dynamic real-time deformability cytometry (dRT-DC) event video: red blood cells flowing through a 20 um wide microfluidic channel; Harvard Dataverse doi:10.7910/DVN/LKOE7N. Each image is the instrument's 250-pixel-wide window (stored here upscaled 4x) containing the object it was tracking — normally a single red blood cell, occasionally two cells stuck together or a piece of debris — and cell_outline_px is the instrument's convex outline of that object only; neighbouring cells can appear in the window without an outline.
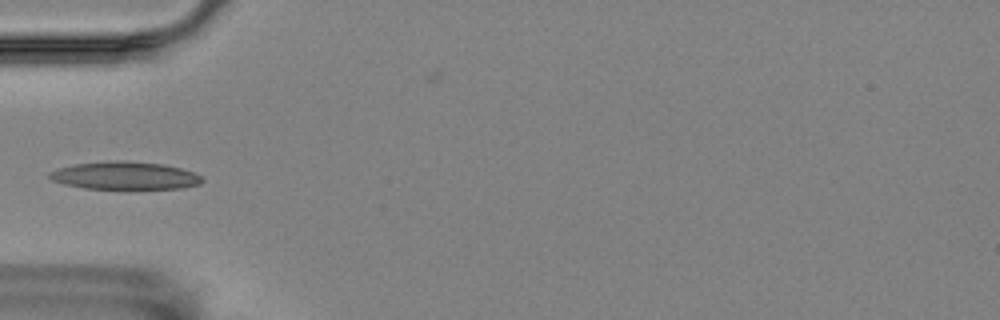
{"species": "Egyptian fruit bat (a non-hibernating species)", "species_latin": "Rousettus aegyptiacus", "temperature_condition": "room temperature", "stored_images_in_passage": 5, "camera_frame_rate_fps": 3000, "um_per_image_px": 0.085, "animal": {"sex": "female"}, "frame": {"image": 1, "passage_image": 5, "time_ms": 5.667, "image_size_px": [1000, 320], "cell_outline_px": [[204, 180], [200, 184], [184, 188], [136, 192], [84, 188], [64, 184], [52, 180], [48, 176], [48, 172], [56, 168], [76, 164], [108, 160], [124, 160], [164, 164], [180, 168], [192, 172], [200, 176]], "centroid_in_image_um": [10.63, 14.97], "position_along_channel_um": 74.4, "area_um2": 26.13}}